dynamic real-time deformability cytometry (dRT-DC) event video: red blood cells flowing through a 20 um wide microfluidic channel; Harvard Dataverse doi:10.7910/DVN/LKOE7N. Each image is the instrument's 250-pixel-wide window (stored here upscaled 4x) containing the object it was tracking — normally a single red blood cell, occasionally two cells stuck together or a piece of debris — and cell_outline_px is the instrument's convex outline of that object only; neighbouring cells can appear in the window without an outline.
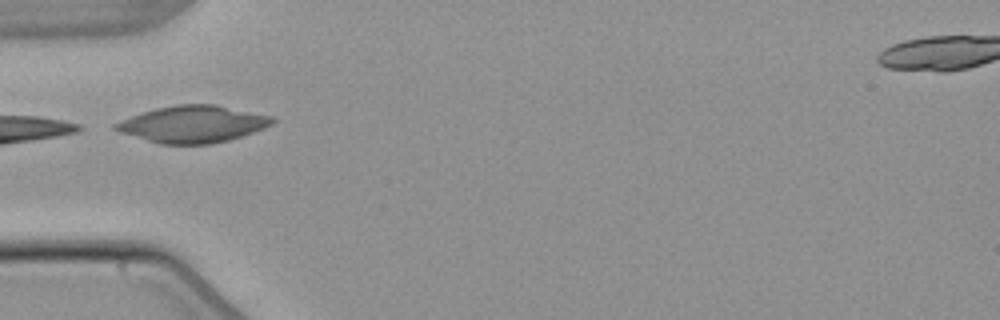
{"species": "common noctule bat (a hibernating species)", "species_latin": "Nyctalus noctula", "temperature_condition": "warm", "stored_images_in_passage": 3, "camera_frame_rate_fps": 3000, "um_per_image_px": 0.085, "animal": {"sex": "male", "body_mass_g": 21.5, "forearm_length_mm": 52.0}, "frame": {"image": 1, "passage_image": 1, "time_ms": 0.0, "image_size_px": [1000, 320], "cell_outline_px": [[276, 120], [272, 124], [264, 128], [228, 140], [212, 144], [160, 144], [120, 132], [112, 128], [112, 124], [132, 116], [156, 108], [176, 104], [216, 104], [272, 116]], "centroid_in_image_um": [16.39, 10.54], "position_along_channel_um": 68.6, "area_um2": 33.52}}
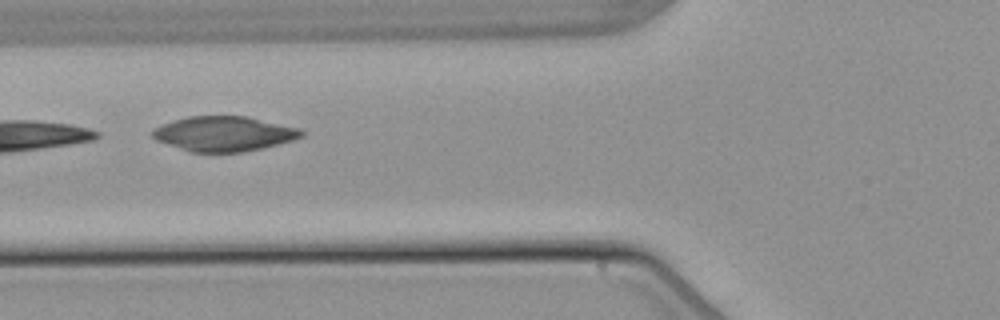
{"frame": {"image": 2, "passage_image": 2, "time_ms": 1.0, "image_size_px": [1000, 320], "cell_outline_px": [[308, 132], [304, 136], [292, 140], [244, 152], [188, 152], [156, 140], [152, 136], [152, 132], [156, 128], [164, 124], [188, 116], [248, 116], [300, 128]], "centroid_in_image_um": [19.08, 11.37], "position_along_channel_um": 106.7, "area_um2": 30.23}}